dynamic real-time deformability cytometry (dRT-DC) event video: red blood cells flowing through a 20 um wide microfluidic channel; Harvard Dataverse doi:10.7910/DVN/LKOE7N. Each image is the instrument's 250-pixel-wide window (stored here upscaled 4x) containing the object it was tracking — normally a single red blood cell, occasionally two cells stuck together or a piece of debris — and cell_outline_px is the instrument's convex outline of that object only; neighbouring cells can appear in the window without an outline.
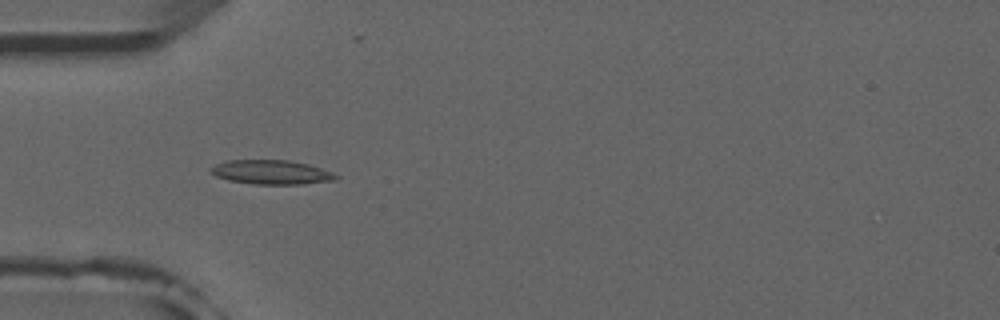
{"species": "common noctule bat (a hibernating species)", "species_latin": "Nyctalus noctula", "temperature_condition": "room temperature", "stored_images_in_passage": 49, "camera_frame_rate_fps": 3000, "um_per_image_px": 0.085, "animal": {"sex": "male", "forearm_length_mm": 52.5}, "frame": {"image": 1, "passage_image": 12, "time_ms": 3.667, "image_size_px": [1000, 320], "cell_outline_px": [[340, 176], [336, 180], [300, 184], [256, 184], [228, 180], [216, 176], [208, 172], [208, 168], [216, 164], [228, 160], [288, 160], [308, 164], [332, 172]], "centroid_in_image_um": [23.04, 14.63], "position_along_channel_um": 62.0, "area_um2": 17.69}}
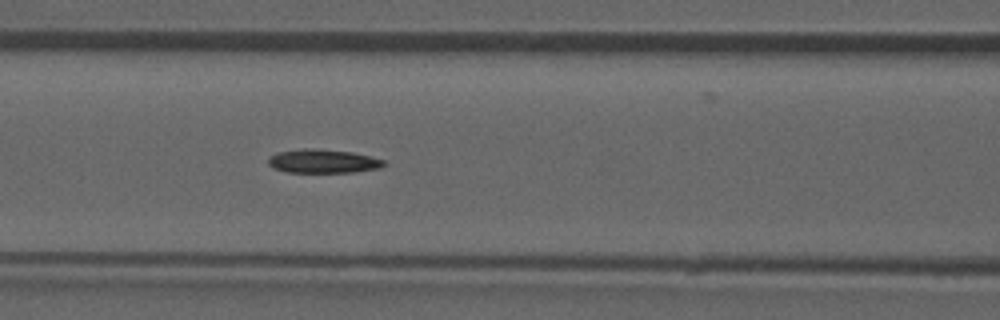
{"frame": {"image": 2, "passage_image": 18, "time_ms": 5.667, "image_size_px": [1000, 320], "cell_outline_px": [[388, 164], [380, 168], [356, 172], [288, 172], [272, 168], [268, 164], [268, 156], [276, 152], [304, 148], [312, 148], [352, 152], [384, 160]], "centroid_in_image_um": [27.43, 13.7], "position_along_channel_um": 139.2, "area_um2": 16.13}}
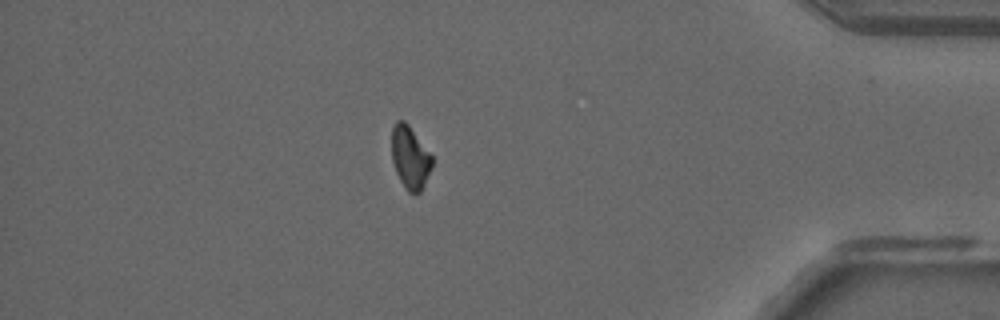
{"frame": {"image": 3, "passage_image": 41, "time_ms": 13.333, "image_size_px": [1000, 320], "cell_outline_px": [[432, 168], [420, 192], [408, 192], [404, 188], [396, 172], [392, 160], [392, 128], [396, 120], [404, 120], [408, 124], [432, 156]], "centroid_in_image_um": [34.85, 13.38], "position_along_channel_um": 400.4, "area_um2": 14.62}}